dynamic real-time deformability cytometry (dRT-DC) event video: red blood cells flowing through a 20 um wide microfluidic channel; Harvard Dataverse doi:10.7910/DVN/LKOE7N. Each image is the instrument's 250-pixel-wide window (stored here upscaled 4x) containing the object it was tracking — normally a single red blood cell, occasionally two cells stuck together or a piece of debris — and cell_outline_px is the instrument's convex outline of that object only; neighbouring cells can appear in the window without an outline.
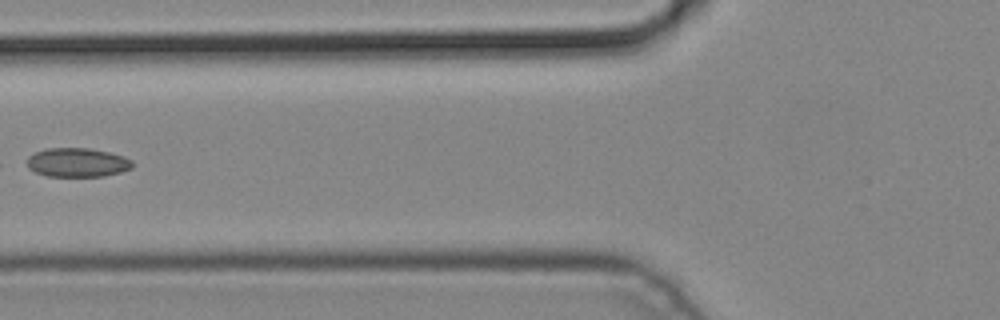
{"species": "common noctule bat (a hibernating species)", "species_latin": "Nyctalus noctula", "temperature_condition": "cold", "stored_images_in_passage": 3, "camera_frame_rate_fps": 3000, "um_per_image_px": 0.085, "animal": {"sex": "male", "body_mass_g": 19.2, "forearm_length_mm": 51.8}, "frame": {"image": 1, "passage_image": 3, "time_ms": 0.667, "image_size_px": [1000, 320], "cell_outline_px": [[132, 168], [120, 172], [100, 176], [48, 176], [36, 172], [28, 168], [28, 156], [36, 152], [48, 148], [88, 148], [108, 152], [124, 156], [132, 160]], "centroid_in_image_um": [6.58, 13.8], "position_along_channel_um": 119.2, "area_um2": 17.63}}